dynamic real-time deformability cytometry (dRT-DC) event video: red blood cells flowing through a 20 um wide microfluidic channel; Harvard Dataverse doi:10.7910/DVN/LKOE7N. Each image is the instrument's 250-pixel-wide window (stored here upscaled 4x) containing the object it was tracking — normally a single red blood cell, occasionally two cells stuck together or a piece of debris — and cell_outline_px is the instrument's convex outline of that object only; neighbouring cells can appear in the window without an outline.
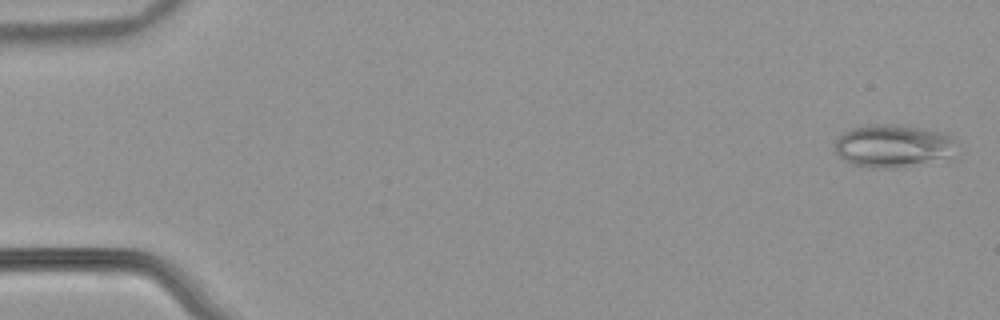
{"species": "common noctule bat (a hibernating species)", "species_latin": "Nyctalus noctula", "temperature_condition": "warm", "stored_images_in_passage": 55, "camera_frame_rate_fps": 3000, "um_per_image_px": 0.085, "animal": {"sex": "male", "body_mass_g": 21.5, "forearm_length_mm": 52.0}, "frame": {"image": 1, "passage_image": 2, "time_ms": 0.333, "image_size_px": [1000, 320], "cell_outline_px": [[952, 140], [948, 160], [892, 168], [876, 168], [852, 164], [844, 160], [836, 152], [836, 140], [844, 132], [852, 128], [872, 124], [900, 124], [944, 132]], "centroid_in_image_um": [75.88, 12.4], "position_along_channel_um": 9.1, "area_um2": 30.06}}
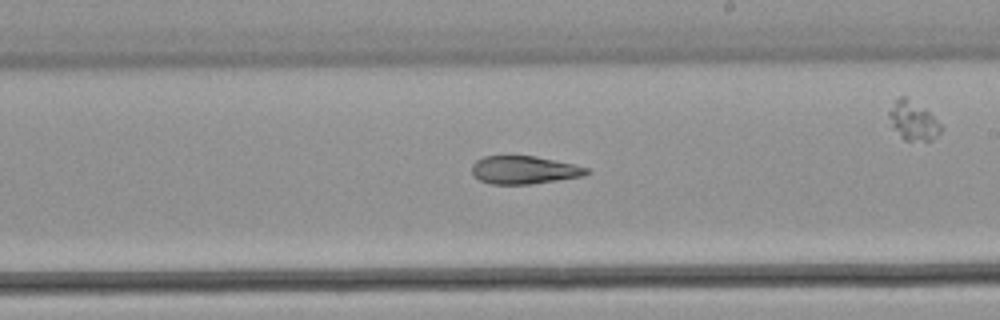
{"frame": {"image": 2, "passage_image": 32, "time_ms": 10.333, "image_size_px": [1000, 320], "cell_outline_px": [[592, 172], [584, 176], [528, 184], [492, 184], [480, 180], [472, 176], [472, 164], [476, 160], [484, 156], [536, 156], [572, 164], [588, 168]], "centroid_in_image_um": [44.53, 14.44], "position_along_channel_um": 244.5, "area_um2": 18.67}}
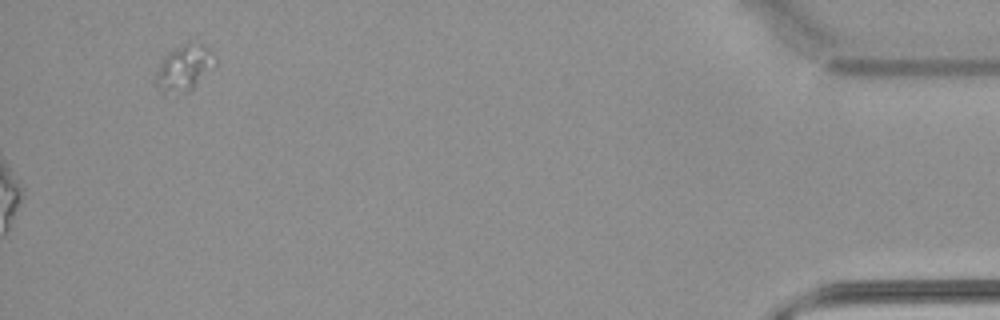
{"frame": {"image": 3, "passage_image": 55, "time_ms": 18.0, "image_size_px": [1000, 320], "cell_outline_px": [[216, 68], [188, 92], [160, 92], [156, 88], [156, 72], [164, 56], [168, 52], [176, 48], [200, 44], [208, 48], [216, 60]], "centroid_in_image_um": [15.68, 5.83], "position_along_channel_um": 419.5, "area_um2": 15.49}, "authors_computed_cell_mechanics": {"area_um2": 21.3282, "velocity_mm_per_s": 3.887, "shape_relaxation_time_tau1_ms": null, "shape_relaxation_time_tau2_ms": 6.5847, "deformation_change_tau1": null, "deformation_change_tau2": 0.1471}}